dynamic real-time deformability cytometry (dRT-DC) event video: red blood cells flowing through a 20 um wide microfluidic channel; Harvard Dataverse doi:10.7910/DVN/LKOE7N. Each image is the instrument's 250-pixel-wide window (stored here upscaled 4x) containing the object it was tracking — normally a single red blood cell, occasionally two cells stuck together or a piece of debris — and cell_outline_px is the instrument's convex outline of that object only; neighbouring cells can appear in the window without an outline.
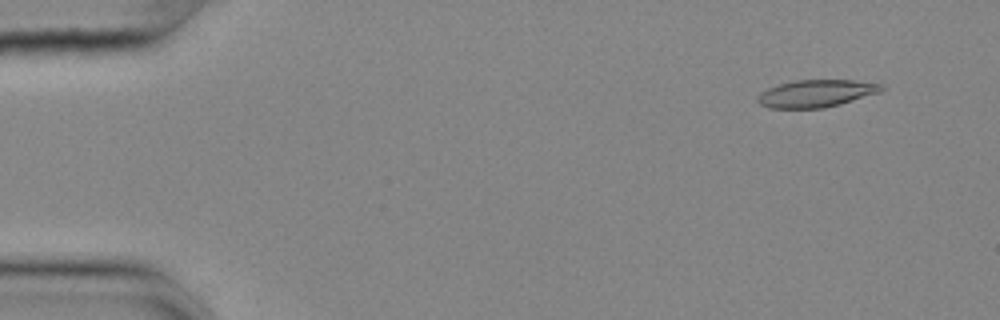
{"species": "common noctule bat (a hibernating species)", "species_latin": "Nyctalus noctula", "temperature_condition": "cold", "stored_images_in_passage": 53, "camera_frame_rate_fps": 3000, "um_per_image_px": 0.085, "animal": {"sex": "female", "body_mass_g": 25.1}, "frame": {"image": 1, "passage_image": 2, "time_ms": 0.333, "image_size_px": [1000, 320], "cell_outline_px": [[884, 88], [880, 92], [840, 104], [824, 108], [768, 108], [760, 104], [756, 100], [756, 96], [760, 92], [768, 88], [792, 80], [852, 80], [884, 84]], "centroid_in_image_um": [69.35, 7.94], "position_along_channel_um": 15.7, "area_um2": 19.83}}
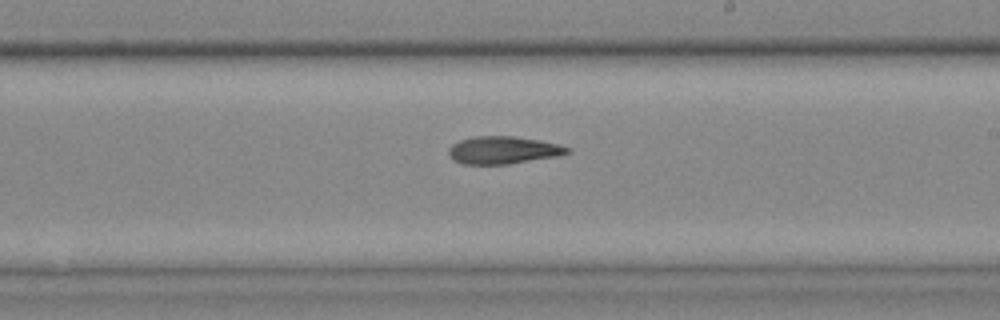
{"frame": {"image": 2, "passage_image": 30, "time_ms": 9.667, "image_size_px": [1000, 320], "cell_outline_px": [[572, 152], [560, 156], [508, 164], [460, 164], [448, 152], [448, 148], [452, 144], [460, 140], [472, 136], [512, 136], [540, 140], [560, 144], [572, 148]], "centroid_in_image_um": [42.84, 12.75], "position_along_channel_um": 246.2, "area_um2": 19.25}}
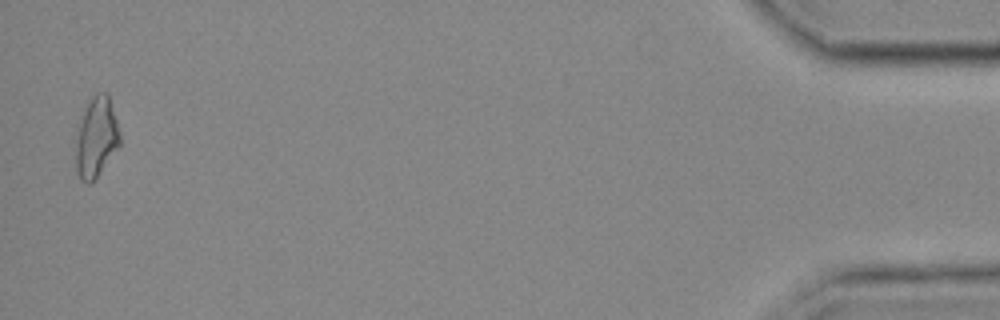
{"frame": {"image": 3, "passage_image": 52, "time_ms": 17.0, "image_size_px": [1000, 320], "cell_outline_px": [[120, 144], [96, 176], [88, 184], [84, 184], [80, 180], [76, 172], [76, 124], [92, 96], [96, 92], [108, 92], [120, 132]], "centroid_in_image_um": [8.15, 11.63], "position_along_channel_um": 427.0, "area_um2": 20.69}}